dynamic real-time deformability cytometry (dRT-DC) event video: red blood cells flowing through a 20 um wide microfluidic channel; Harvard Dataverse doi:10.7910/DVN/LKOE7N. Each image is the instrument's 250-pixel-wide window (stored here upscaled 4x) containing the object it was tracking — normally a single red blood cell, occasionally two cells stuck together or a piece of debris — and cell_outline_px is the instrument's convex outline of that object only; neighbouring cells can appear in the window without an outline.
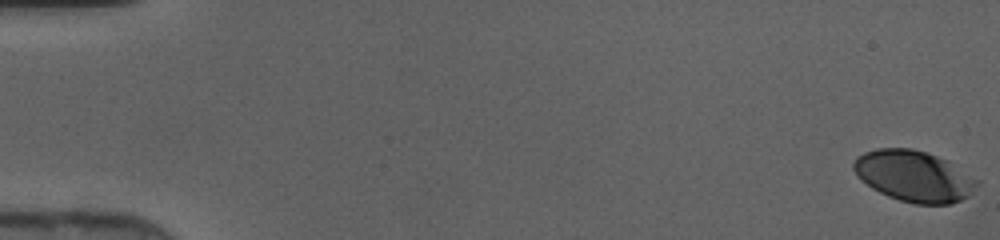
{"species": "human", "species_latin": "Homo sapiens", "temperature_condition": "cold", "stored_images_in_passage": 47, "camera_frame_rate_fps": 3000, "um_per_image_px": 0.085, "donor": {"sex": "female"}, "frame": {"image": 1, "passage_image": 1, "time_ms": 0.0, "image_size_px": [1000, 240], "cell_outline_px": [[980, 180], [968, 196], [952, 204], [916, 204], [900, 200], [888, 196], [872, 188], [852, 168], [852, 164], [856, 156], [864, 152], [876, 148], [912, 148], [948, 160]], "centroid_in_image_um": [77.7, 14.96], "position_along_channel_um": 7.3, "area_um2": 36.53}}
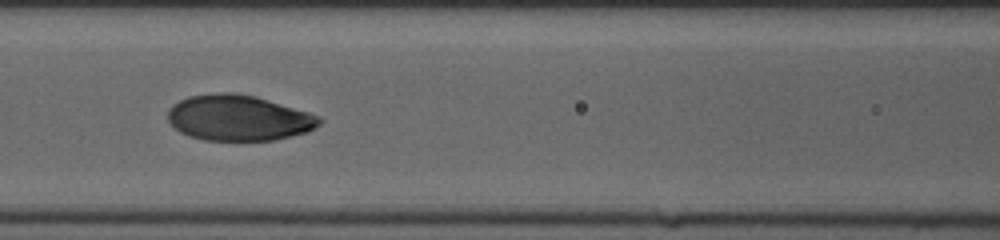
{"frame": {"image": 2, "passage_image": 22, "time_ms": 7.0, "image_size_px": [1000, 240], "cell_outline_px": [[324, 120], [320, 124], [308, 132], [292, 136], [272, 140], [204, 140], [188, 136], [180, 132], [168, 120], [168, 108], [172, 104], [188, 96], [212, 92], [228, 92], [252, 96], [268, 100], [308, 112], [320, 116]], "centroid_in_image_um": [20.27, 10.02], "position_along_channel_um": 146.3, "area_um2": 40.34}}
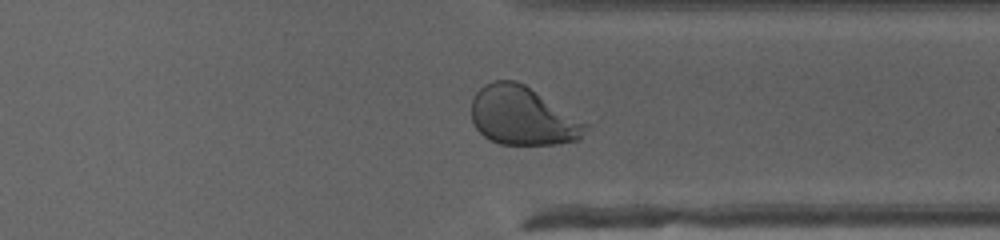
{"frame": {"image": 3, "passage_image": 37, "time_ms": 12.0, "image_size_px": [1000, 240], "cell_outline_px": [[592, 124], [580, 140], [556, 144], [500, 144], [488, 140], [476, 128], [472, 120], [472, 100], [476, 92], [484, 84], [496, 80], [516, 80], [524, 84]], "centroid_in_image_um": [44.48, 9.86], "position_along_channel_um": 366.9, "area_um2": 39.48}}